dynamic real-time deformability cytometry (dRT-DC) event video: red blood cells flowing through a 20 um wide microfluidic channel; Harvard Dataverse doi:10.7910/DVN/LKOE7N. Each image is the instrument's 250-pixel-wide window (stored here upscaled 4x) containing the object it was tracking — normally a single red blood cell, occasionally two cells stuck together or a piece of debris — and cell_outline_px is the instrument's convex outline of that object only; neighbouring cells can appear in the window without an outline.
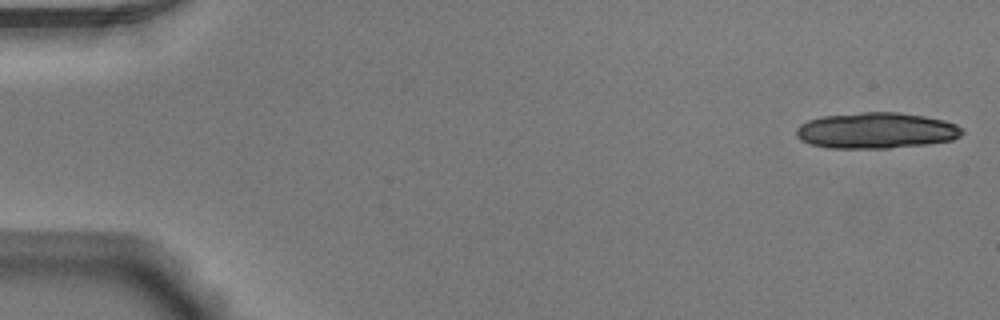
{"species": "Egyptian fruit bat (a non-hibernating species)", "species_latin": "Rousettus aegyptiacus", "temperature_condition": "warm", "stored_images_in_passage": 18, "camera_frame_rate_fps": 3000, "um_per_image_px": 0.085, "animal": {"sex": "male"}, "frame": {"image": 1, "passage_image": 1, "time_ms": 0.0, "image_size_px": [1000, 320], "cell_outline_px": [[964, 132], [960, 136], [952, 140], [928, 144], [888, 148], [828, 148], [812, 144], [800, 140], [796, 136], [796, 128], [800, 124], [808, 120], [820, 116], [860, 112], [900, 112], [924, 116], [944, 120], [956, 124], [964, 128]], "centroid_in_image_um": [74.48, 11.09], "position_along_channel_um": 10.5, "area_um2": 35.08}}